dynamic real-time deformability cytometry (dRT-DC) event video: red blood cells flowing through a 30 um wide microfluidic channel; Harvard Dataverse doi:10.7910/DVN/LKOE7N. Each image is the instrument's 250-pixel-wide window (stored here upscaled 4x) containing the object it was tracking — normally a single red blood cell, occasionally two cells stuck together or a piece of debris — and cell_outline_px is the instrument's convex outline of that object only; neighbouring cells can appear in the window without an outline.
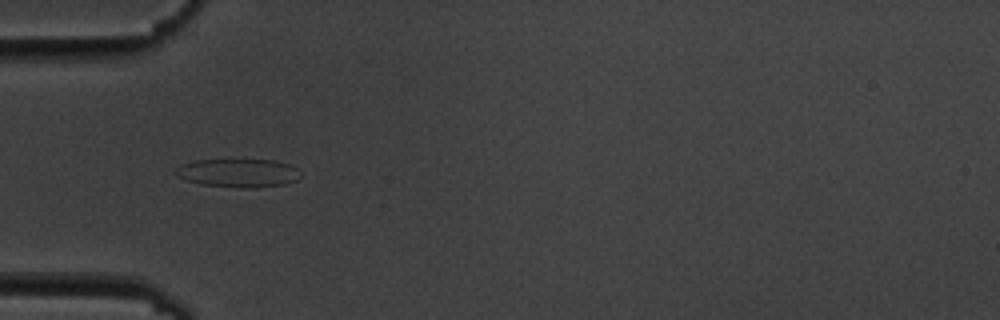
{"species": "common noctule bat (a hibernating species)", "species_latin": "Nyctalus noctula", "temperature_condition": "cold", "stored_images_in_passage": 5, "camera_frame_rate_fps": 3000, "um_per_image_px": 0.085, "animal": {"sex": "male", "body_mass_g": 19.5, "forearm_length_mm": 54.6}, "frame": {"image": 1, "passage_image": 4, "time_ms": 3.667, "image_size_px": [1000, 320], "cell_outline_px": [[304, 176], [296, 180], [284, 184], [252, 188], [240, 188], [200, 184], [188, 180], [172, 172], [180, 164], [196, 160], [272, 160], [288, 164], [296, 168]], "centroid_in_image_um": [20.26, 14.7], "position_along_channel_um": 64.7, "area_um2": 20.69}}